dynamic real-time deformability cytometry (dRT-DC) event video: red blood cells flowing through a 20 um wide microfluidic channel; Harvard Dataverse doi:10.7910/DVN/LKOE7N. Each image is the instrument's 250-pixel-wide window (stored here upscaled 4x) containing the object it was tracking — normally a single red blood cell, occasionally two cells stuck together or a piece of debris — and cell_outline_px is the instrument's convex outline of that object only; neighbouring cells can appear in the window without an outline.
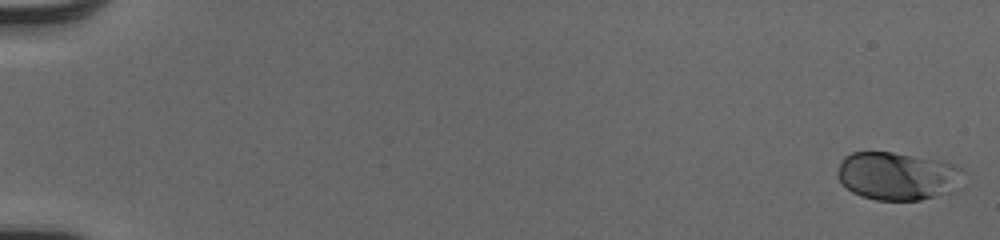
{"species": "human", "species_latin": "Homo sapiens", "temperature_condition": "cold", "stored_images_in_passage": 52, "camera_frame_rate_fps": 3000, "um_per_image_px": 0.085, "donor": {"sex": "male"}, "frame": {"image": 1, "passage_image": 1, "time_ms": 0.0, "image_size_px": [1000, 240], "cell_outline_px": [[964, 188], [960, 192], [920, 200], [876, 200], [860, 196], [852, 192], [836, 176], [840, 160], [844, 156], [852, 152], [892, 152], [940, 160], [964, 168]], "centroid_in_image_um": [76.4, 14.98], "position_along_channel_um": 8.6, "area_um2": 36.3}}
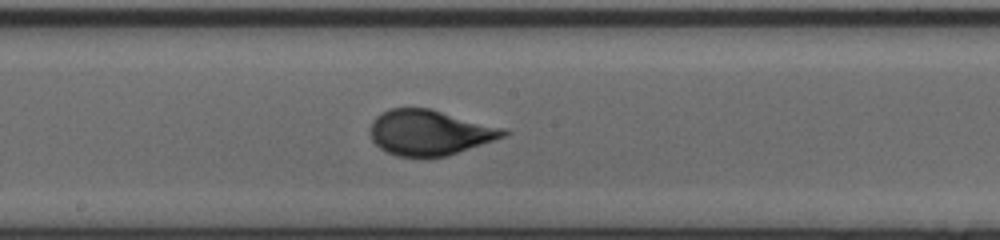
{"frame": {"image": 2, "passage_image": 30, "time_ms": 9.667, "image_size_px": [1000, 240], "cell_outline_px": [[512, 132], [508, 136], [448, 156], [396, 156], [384, 152], [372, 140], [368, 132], [372, 120], [380, 112], [388, 108], [432, 108], [504, 128]], "centroid_in_image_um": [36.52, 11.25], "position_along_channel_um": 211.7, "area_um2": 35.78}}
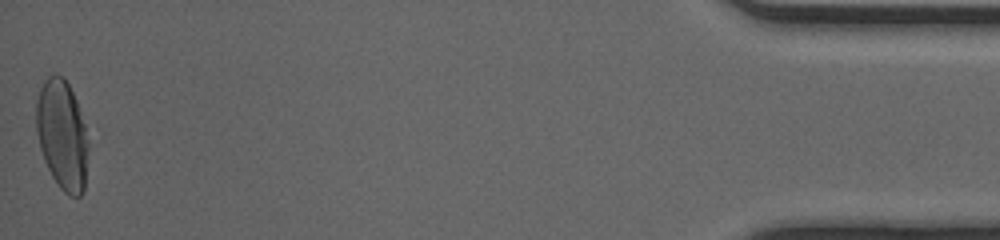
{"frame": {"image": 3, "passage_image": 52, "time_ms": 17.0, "image_size_px": [1000, 240], "cell_outline_px": [[88, 148], [84, 192], [80, 196], [68, 196], [60, 188], [52, 176], [44, 160], [40, 148], [36, 132], [36, 100], [40, 88], [44, 80], [48, 76], [64, 76], [76, 100], [84, 124], [88, 140]], "centroid_in_image_um": [5.28, 11.48], "position_along_channel_um": 429.9, "area_um2": 33.23}, "authors_computed_cell_mechanics": {"area_um2": 34.1598, "velocity_mm_per_s": 4.1007, "shape_relaxation_time_tau1_ms": 3.1644, "shape_relaxation_time_tau2_ms": null, "deformation_change_tau1": 0.1715, "deformation_change_tau2": null}}